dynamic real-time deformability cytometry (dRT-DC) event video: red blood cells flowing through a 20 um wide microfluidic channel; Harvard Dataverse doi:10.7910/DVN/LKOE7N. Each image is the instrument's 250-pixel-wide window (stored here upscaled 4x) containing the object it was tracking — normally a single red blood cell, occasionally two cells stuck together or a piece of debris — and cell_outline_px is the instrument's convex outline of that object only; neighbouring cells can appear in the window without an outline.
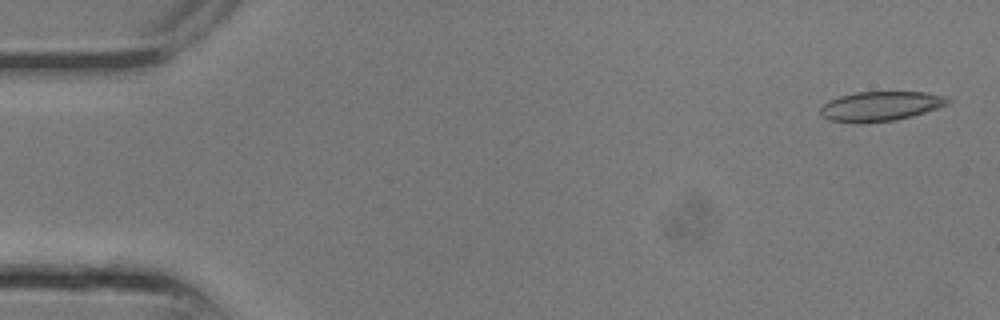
{"species": "common noctule bat (a hibernating species)", "species_latin": "Nyctalus noctula", "temperature_condition": "room temperature", "stored_images_in_passage": 9, "camera_frame_rate_fps": 3000, "um_per_image_px": 0.085, "animal": {"sex": "male", "body_mass_g": 13.3}, "frame": {"image": 1, "passage_image": 1, "time_ms": 0.0, "image_size_px": [1000, 320], "cell_outline_px": [[952, 100], [948, 104], [912, 116], [896, 120], [828, 120], [820, 116], [820, 108], [828, 100], [840, 96], [856, 92], [924, 92], [948, 96]], "centroid_in_image_um": [74.89, 8.98], "position_along_channel_um": 10.1, "area_um2": 21.27}}
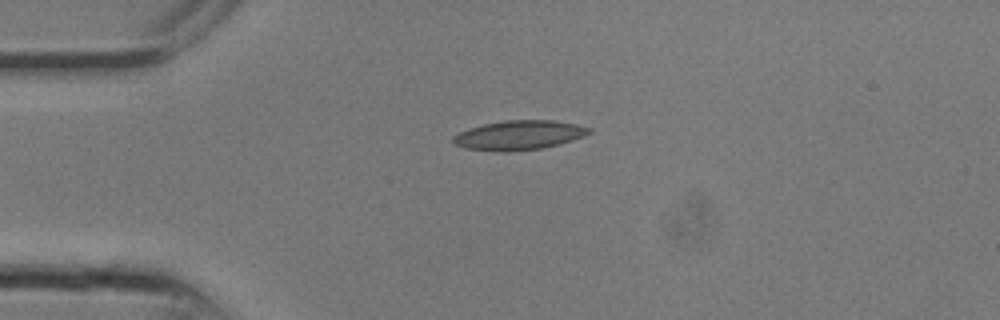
{"frame": {"image": 2, "passage_image": 6, "time_ms": 1.667, "image_size_px": [1000, 320], "cell_outline_px": [[592, 132], [584, 136], [572, 140], [540, 148], [500, 152], [464, 148], [452, 144], [452, 136], [468, 128], [484, 124], [504, 120], [552, 120], [576, 124], [592, 128]], "centroid_in_image_um": [44.07, 11.48], "position_along_channel_um": 40.9, "area_um2": 23.24}}
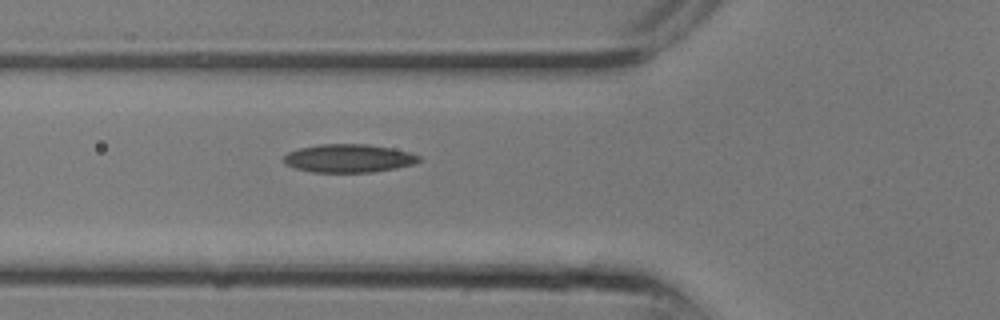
{"frame": {"image": 3, "passage_image": 9, "time_ms": 2.667, "image_size_px": [1000, 320], "cell_outline_px": [[420, 160], [412, 164], [396, 168], [372, 172], [312, 172], [296, 168], [284, 164], [280, 160], [288, 152], [300, 148], [320, 144], [368, 144], [392, 148], [408, 152], [420, 156]], "centroid_in_image_um": [29.59, 13.45], "position_along_channel_um": 96.2, "area_um2": 22.25}}